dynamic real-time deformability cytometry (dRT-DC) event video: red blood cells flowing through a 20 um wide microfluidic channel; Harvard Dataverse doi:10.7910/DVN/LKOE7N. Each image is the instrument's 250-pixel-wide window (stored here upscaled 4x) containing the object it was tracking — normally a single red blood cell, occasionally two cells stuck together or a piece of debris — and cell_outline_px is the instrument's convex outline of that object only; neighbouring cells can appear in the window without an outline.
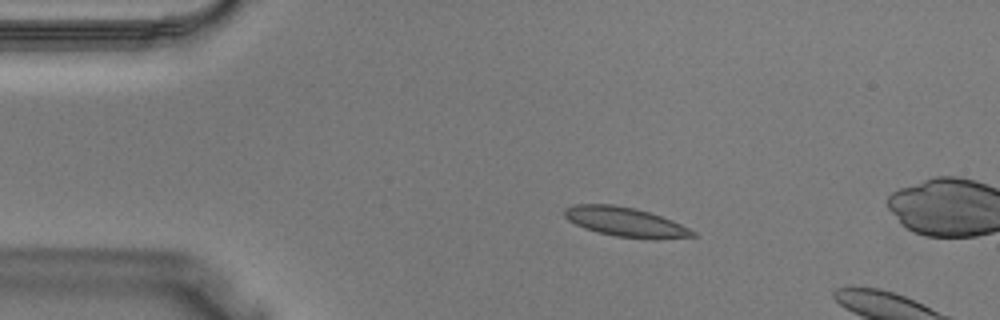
{"species": "Egyptian fruit bat (a non-hibernating species)", "species_latin": "Rousettus aegyptiacus", "temperature_condition": "warm", "stored_images_in_passage": 10, "camera_frame_rate_fps": 3000, "um_per_image_px": 0.085, "animal": {"sex": "male"}, "frame": {"image": 1, "passage_image": 7, "time_ms": 2.0, "image_size_px": [1000, 320], "cell_outline_px": [[696, 236], [616, 236], [596, 232], [584, 228], [568, 220], [564, 216], [564, 208], [572, 204], [612, 204], [636, 208], [672, 220], [696, 232]], "centroid_in_image_um": [53.0, 18.8], "position_along_channel_um": 32.0, "area_um2": 20.92}}